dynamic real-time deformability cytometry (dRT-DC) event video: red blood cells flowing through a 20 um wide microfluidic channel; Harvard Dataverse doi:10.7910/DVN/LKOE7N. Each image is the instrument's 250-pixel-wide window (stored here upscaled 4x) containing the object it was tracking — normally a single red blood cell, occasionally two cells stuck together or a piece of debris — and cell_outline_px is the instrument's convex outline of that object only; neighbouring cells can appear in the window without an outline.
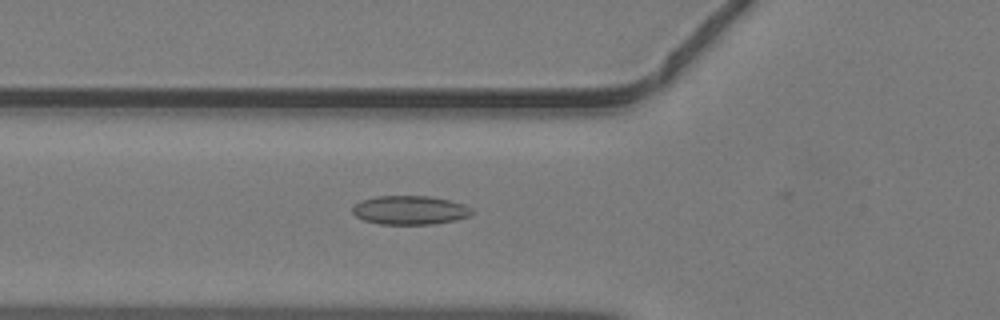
{"species": "common noctule bat (a hibernating species)", "species_latin": "Nyctalus noctula", "temperature_condition": "warm", "stored_images_in_passage": 31, "camera_frame_rate_fps": 3000, "um_per_image_px": 0.085, "animal": {"sex": "male", "body_mass_g": 19.2, "forearm_length_mm": 51.8}, "frame": {"image": 1, "passage_image": 7, "time_ms": 2.0, "image_size_px": [1000, 320], "cell_outline_px": [[472, 216], [456, 220], [432, 224], [380, 224], [364, 220], [356, 216], [352, 212], [352, 208], [360, 200], [376, 196], [428, 196], [448, 200], [464, 204], [472, 208]], "centroid_in_image_um": [34.85, 17.86], "position_along_channel_um": 90.9, "area_um2": 20.11}}
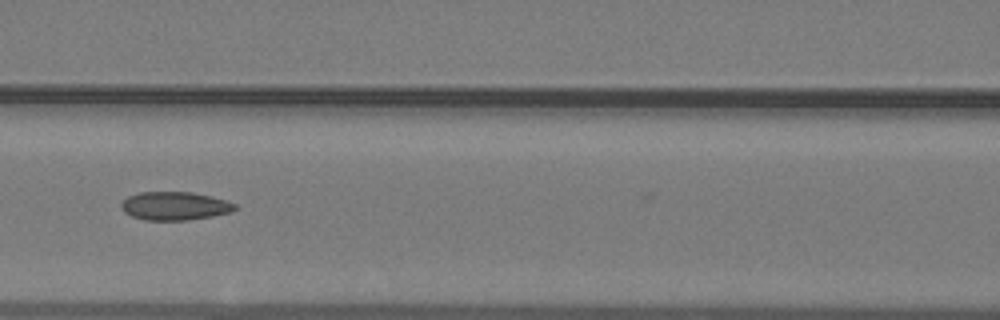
{"frame": {"image": 2, "passage_image": 11, "time_ms": 3.333, "image_size_px": [1000, 320], "cell_outline_px": [[236, 208], [232, 212], [212, 216], [188, 220], [144, 220], [132, 216], [124, 212], [120, 204], [128, 196], [140, 192], [192, 192], [224, 200], [236, 204]], "centroid_in_image_um": [14.83, 17.51], "position_along_channel_um": 151.8, "area_um2": 18.67}}
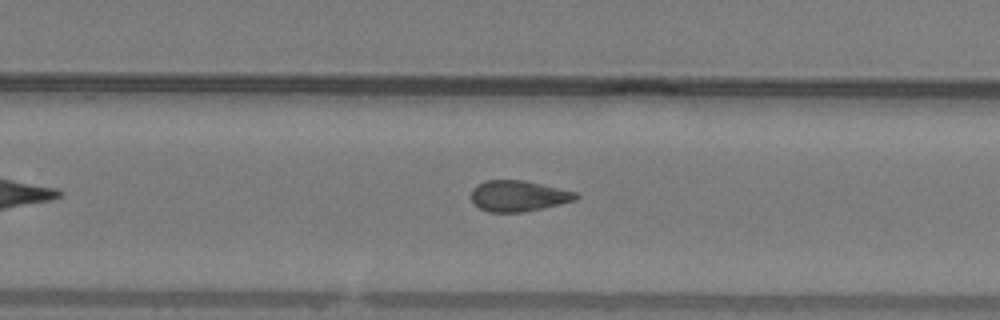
{"frame": {"image": 3, "passage_image": 20, "time_ms": 6.333, "image_size_px": [1000, 320], "cell_outline_px": [[580, 196], [576, 200], [544, 208], [524, 212], [488, 212], [480, 208], [472, 200], [472, 188], [476, 184], [484, 180], [524, 180], [576, 192]], "centroid_in_image_um": [44.06, 16.65], "position_along_channel_um": 285.7, "area_um2": 18.9}}